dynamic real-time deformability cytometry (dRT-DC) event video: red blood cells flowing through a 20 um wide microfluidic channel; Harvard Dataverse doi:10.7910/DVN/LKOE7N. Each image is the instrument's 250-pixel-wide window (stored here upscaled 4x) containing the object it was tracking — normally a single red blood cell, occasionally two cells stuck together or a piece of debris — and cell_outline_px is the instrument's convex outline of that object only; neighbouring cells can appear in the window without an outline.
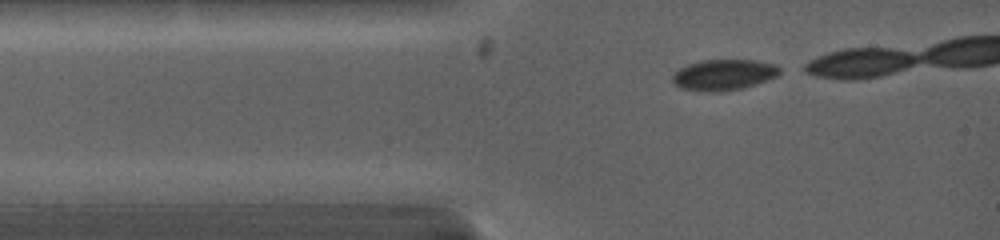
{"species": "common noctule bat (a hibernating species)", "species_latin": "Nyctalus noctula", "temperature_condition": "warm", "stored_images_in_passage": 4, "camera_frame_rate_fps": 5000, "um_per_image_px": 0.085, "animal": {"sex": "female", "body_mass_g": 19.0, "forearm_length_mm": 53.3}, "frame": {"image": 1, "passage_image": 4, "time_ms": 2.2, "image_size_px": [1000, 240], "cell_outline_px": [[780, 72], [776, 76], [756, 84], [744, 88], [720, 92], [712, 92], [680, 88], [672, 80], [672, 76], [680, 68], [688, 64], [700, 60], [752, 60], [776, 64], [780, 68]], "centroid_in_image_um": [61.52, 6.36], "position_along_channel_um": 23.5, "area_um2": 19.19}}